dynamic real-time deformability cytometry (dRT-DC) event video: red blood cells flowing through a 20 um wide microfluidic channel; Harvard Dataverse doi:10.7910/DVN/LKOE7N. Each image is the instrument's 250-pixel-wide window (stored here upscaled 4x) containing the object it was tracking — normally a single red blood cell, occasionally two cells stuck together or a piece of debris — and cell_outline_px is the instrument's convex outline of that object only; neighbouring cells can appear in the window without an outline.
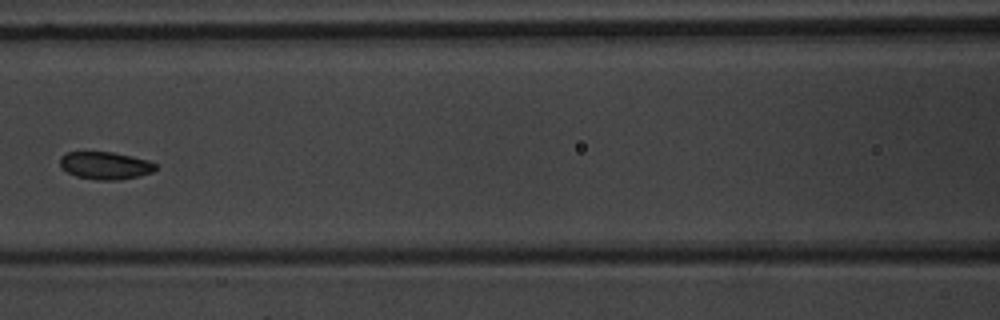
{"species": "common noctule bat (a hibernating species)", "species_latin": "Nyctalus noctula", "temperature_condition": "warm", "stored_images_in_passage": 9, "camera_frame_rate_fps": 3000, "um_per_image_px": 0.085, "animal": {"sex": "male", "body_mass_g": 20.1, "forearm_length_mm": 53.5}, "frame": {"image": 1, "passage_image": 9, "time_ms": 10.667, "image_size_px": [1000, 320], "cell_outline_px": [[156, 168], [152, 172], [140, 176], [120, 180], [96, 180], [76, 176], [60, 168], [60, 156], [68, 152], [112, 152], [132, 156], [148, 160], [156, 164]], "centroid_in_image_um": [8.94, 14.07], "position_along_channel_um": 157.7, "area_um2": 15.43}}